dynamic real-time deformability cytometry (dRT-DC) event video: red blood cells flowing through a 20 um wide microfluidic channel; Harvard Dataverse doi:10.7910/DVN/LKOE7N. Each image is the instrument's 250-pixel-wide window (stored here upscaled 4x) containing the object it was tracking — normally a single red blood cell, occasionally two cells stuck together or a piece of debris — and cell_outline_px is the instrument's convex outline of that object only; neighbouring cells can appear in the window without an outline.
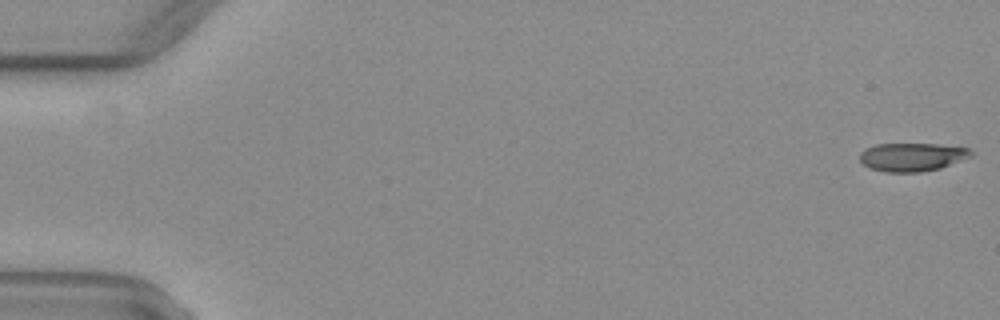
{"species": "common noctule bat (a hibernating species)", "species_latin": "Nyctalus noctula", "temperature_condition": "warm", "stored_images_in_passage": 51, "camera_frame_rate_fps": 3000, "um_per_image_px": 0.085, "animal": {"sex": "female", "body_mass_g": 29.2, "forearm_length_mm": 56.3}, "frame": {"image": 1, "passage_image": 1, "time_ms": 0.0, "image_size_px": [1000, 320], "cell_outline_px": [[972, 156], [940, 168], [920, 172], [888, 172], [872, 168], [864, 164], [860, 160], [860, 152], [864, 148], [876, 144], [936, 144], [968, 148], [972, 152]], "centroid_in_image_um": [77.51, 13.33], "position_along_channel_um": 7.5, "area_um2": 18.21}}
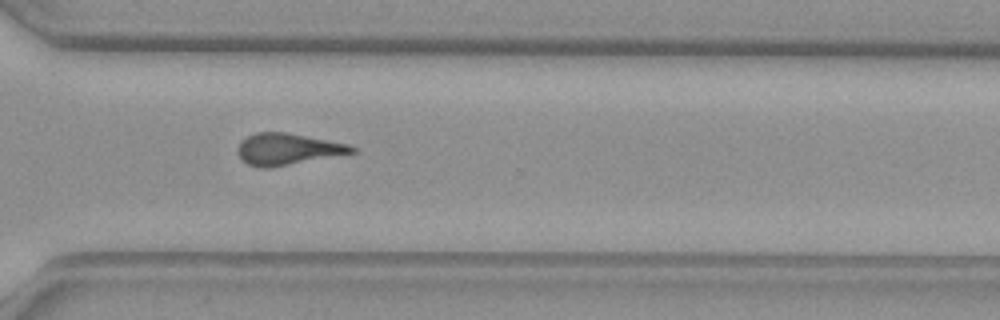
{"frame": {"image": 2, "passage_image": 38, "time_ms": 12.333, "image_size_px": [1000, 320], "cell_outline_px": [[356, 152], [268, 168], [256, 168], [248, 164], [236, 152], [236, 148], [240, 140], [256, 132], [288, 132], [348, 144], [356, 148]], "centroid_in_image_um": [24.4, 12.67], "position_along_channel_um": 346.2, "area_um2": 20.92}}
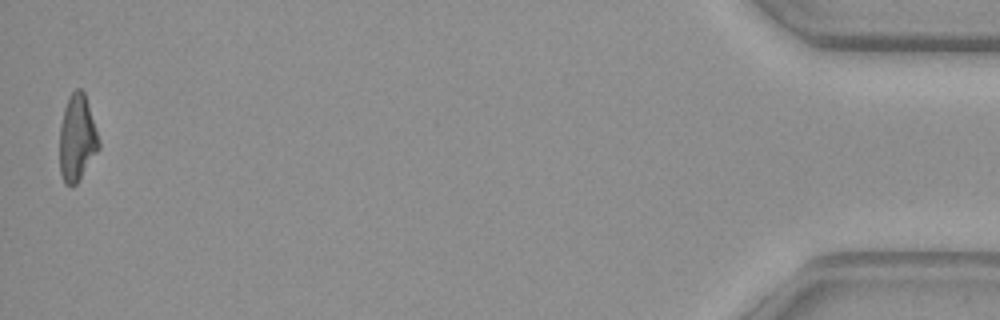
{"frame": {"image": 3, "passage_image": 51, "time_ms": 16.667, "image_size_px": [1000, 320], "cell_outline_px": [[100, 148], [76, 184], [64, 184], [60, 172], [60, 124], [64, 108], [68, 96], [76, 88], [80, 88], [84, 92], [88, 104], [100, 144]], "centroid_in_image_um": [6.54, 11.72], "position_along_channel_um": 428.7, "area_um2": 19.54}, "authors_computed_cell_mechanics": {"area_um2": 20.808, "velocity_mm_per_s": 4.0896, "shape_relaxation_time_tau1_ms": null, "shape_relaxation_time_tau2_ms": 1.4145, "deformation_change_tau1": null, "deformation_change_tau2": 0.0836}}